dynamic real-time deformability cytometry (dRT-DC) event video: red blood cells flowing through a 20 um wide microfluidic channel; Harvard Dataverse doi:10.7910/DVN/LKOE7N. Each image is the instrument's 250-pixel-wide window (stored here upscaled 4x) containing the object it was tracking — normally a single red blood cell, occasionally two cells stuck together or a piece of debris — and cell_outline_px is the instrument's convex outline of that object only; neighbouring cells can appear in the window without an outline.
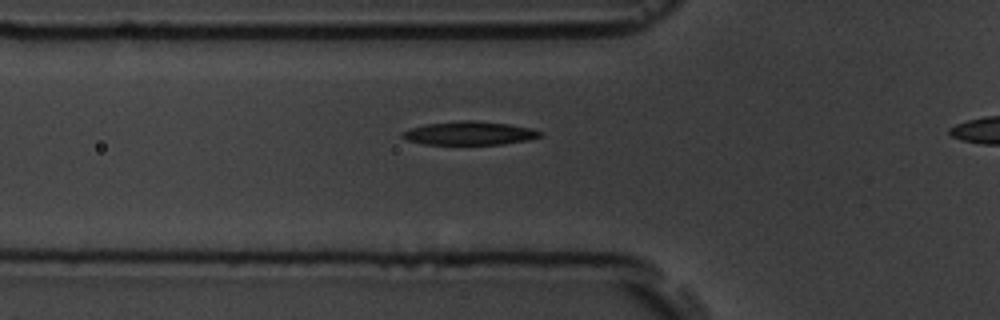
{"species": "common noctule bat (a hibernating species)", "species_latin": "Nyctalus noctula", "temperature_condition": "room temperature", "stored_images_in_passage": 14, "camera_frame_rate_fps": 3000, "um_per_image_px": 0.085, "animal": {"sex": "male", "body_mass_g": 19.5, "forearm_length_mm": 54.6}, "frame": {"image": 1, "passage_image": 12, "time_ms": 3.667, "image_size_px": [1000, 320], "cell_outline_px": [[544, 132], [540, 136], [528, 140], [500, 144], [424, 144], [408, 140], [400, 136], [404, 132], [412, 128], [428, 124], [464, 120], [472, 120], [508, 124], [532, 128]], "centroid_in_image_um": [39.95, 11.32], "position_along_channel_um": 85.8, "area_um2": 18.55}}